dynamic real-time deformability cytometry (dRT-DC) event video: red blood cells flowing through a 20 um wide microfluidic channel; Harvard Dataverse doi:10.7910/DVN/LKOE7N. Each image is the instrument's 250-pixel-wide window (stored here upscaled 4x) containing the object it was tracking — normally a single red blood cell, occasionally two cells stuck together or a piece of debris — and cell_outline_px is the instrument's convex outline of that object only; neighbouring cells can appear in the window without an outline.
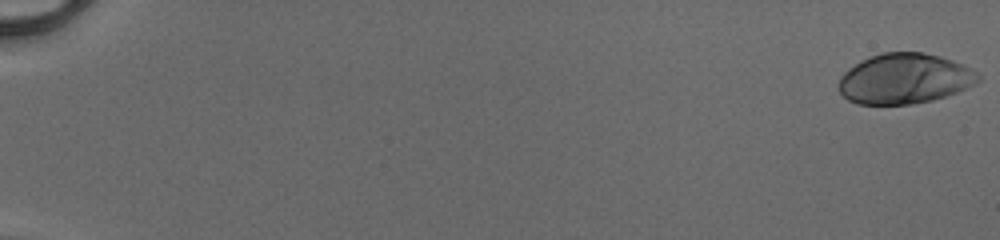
{"species": "human", "species_latin": "Homo sapiens", "temperature_condition": "cold", "stored_images_in_passage": 52, "camera_frame_rate_fps": 3000, "um_per_image_px": 0.085, "donor": {"sex": "male"}, "frame": {"image": 1, "passage_image": 1, "time_ms": 0.0, "image_size_px": [1000, 240], "cell_outline_px": [[980, 80], [976, 84], [968, 88], [932, 100], [912, 104], [856, 104], [848, 100], [836, 88], [836, 84], [840, 76], [848, 68], [860, 60], [884, 52], [924, 52], [940, 56], [964, 64], [980, 72]], "centroid_in_image_um": [76.88, 6.68], "position_along_channel_um": 8.1, "area_um2": 41.38}}
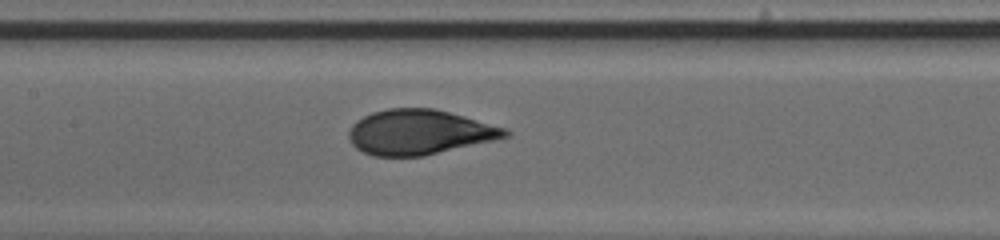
{"frame": {"image": 2, "passage_image": 28, "time_ms": 9.0, "image_size_px": [1000, 240], "cell_outline_px": [[512, 136], [424, 156], [372, 156], [356, 148], [352, 144], [348, 136], [348, 132], [352, 124], [356, 120], [372, 112], [388, 108], [436, 108], [508, 128], [512, 132]], "centroid_in_image_um": [35.68, 11.23], "position_along_channel_um": 171.7, "area_um2": 41.33}}
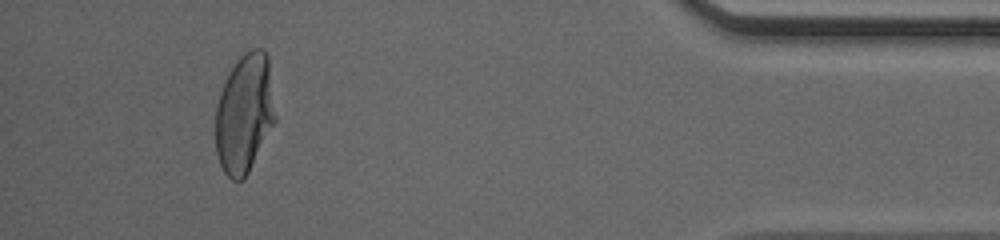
{"frame": {"image": 3, "passage_image": 49, "time_ms": 16.0, "image_size_px": [1000, 240], "cell_outline_px": [[276, 120], [244, 180], [232, 180], [224, 172], [220, 164], [216, 152], [216, 104], [220, 92], [236, 60], [244, 52], [252, 48], [264, 48], [268, 56], [276, 116]], "centroid_in_image_um": [20.79, 9.63], "position_along_channel_um": 414.4, "area_um2": 41.5}, "authors_computed_cell_mechanics": {"area_um2": 41.1825, "velocity_mm_per_s": 4.1498, "shape_relaxation_time_tau1_ms": 3.4157, "shape_relaxation_time_tau2_ms": null, "deformation_change_tau1": 0.1878, "deformation_change_tau2": null}}